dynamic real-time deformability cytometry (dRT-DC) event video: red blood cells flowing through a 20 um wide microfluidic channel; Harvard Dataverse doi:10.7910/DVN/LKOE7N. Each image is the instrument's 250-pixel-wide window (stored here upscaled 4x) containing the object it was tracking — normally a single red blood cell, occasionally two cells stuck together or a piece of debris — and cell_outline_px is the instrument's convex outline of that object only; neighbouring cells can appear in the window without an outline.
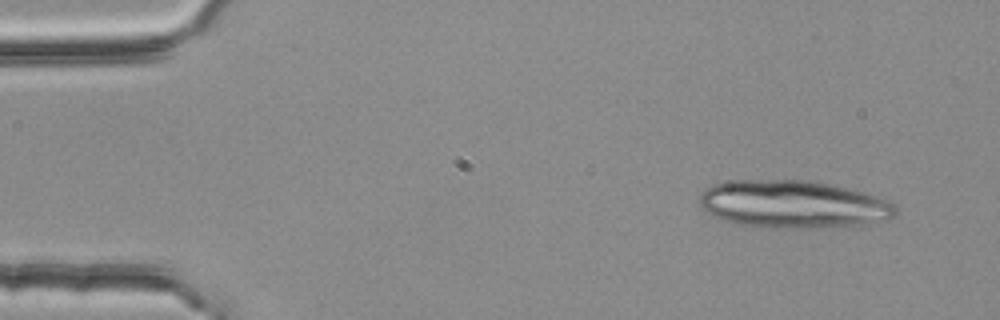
{"species": "common noctule bat (a hibernating species)", "species_latin": "Nyctalus noctula", "temperature_condition": "room temperature", "stored_images_in_passage": 3, "camera_frame_rate_fps": 3000, "um_per_image_px": 0.085, "animal": {"sex": "female", "body_mass_g": 25.1}, "frame": {"image": 1, "passage_image": 1, "time_ms": 0.0, "image_size_px": [1000, 320], "cell_outline_px": [[896, 216], [888, 220], [864, 224], [812, 228], [764, 228], [740, 224], [724, 220], [712, 216], [704, 212], [700, 208], [700, 192], [704, 188], [712, 184], [728, 180], [812, 180], [864, 192], [892, 200], [896, 204]], "centroid_in_image_um": [67.41, 17.36], "position_along_channel_um": 17.6, "area_um2": 55.37}}